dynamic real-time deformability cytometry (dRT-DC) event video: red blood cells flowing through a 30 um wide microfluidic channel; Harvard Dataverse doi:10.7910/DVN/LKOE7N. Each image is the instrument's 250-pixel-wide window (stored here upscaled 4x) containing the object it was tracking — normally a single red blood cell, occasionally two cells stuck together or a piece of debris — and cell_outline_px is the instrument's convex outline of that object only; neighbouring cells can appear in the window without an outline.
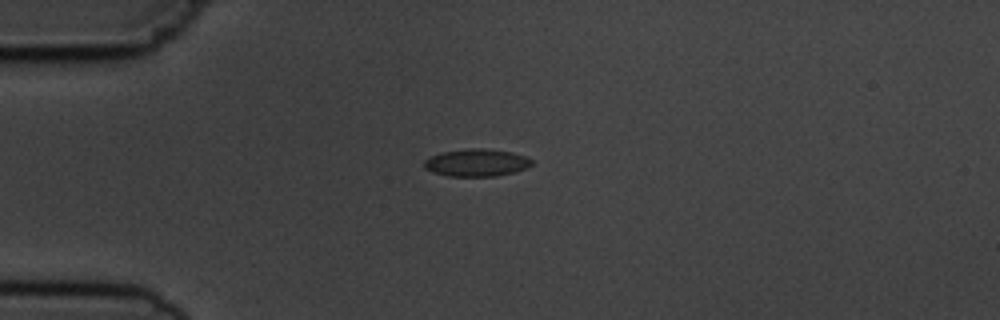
{"species": "common noctule bat (a hibernating species)", "species_latin": "Nyctalus noctula", "temperature_condition": "cold", "stored_images_in_passage": 7, "camera_frame_rate_fps": 3000, "um_per_image_px": 0.085, "animal": {"sex": "male", "body_mass_g": 19.5, "forearm_length_mm": 54.6}, "frame": {"image": 1, "passage_image": 1, "time_ms": 0.0, "image_size_px": [1000, 320], "cell_outline_px": [[532, 164], [528, 168], [496, 176], [448, 176], [432, 172], [424, 168], [424, 160], [432, 156], [444, 152], [468, 148], [480, 148], [512, 152], [524, 156], [532, 160]], "centroid_in_image_um": [40.5, 13.83], "position_along_channel_um": 44.5, "area_um2": 17.05}}
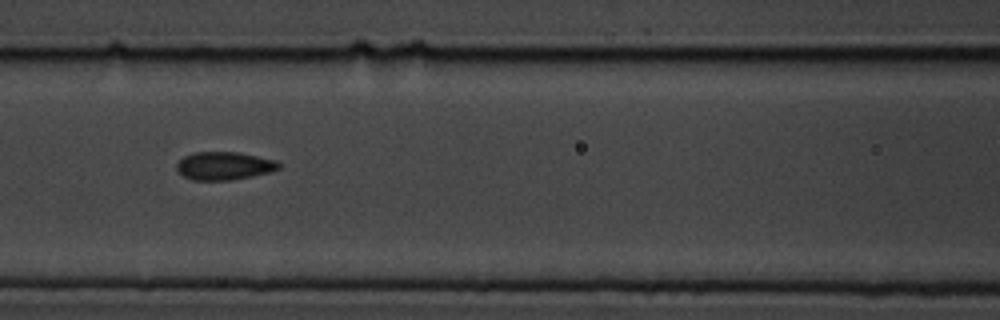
{"frame": {"image": 2, "passage_image": 4, "time_ms": 3.333, "image_size_px": [1000, 320], "cell_outline_px": [[280, 168], [268, 172], [252, 176], [228, 180], [192, 180], [184, 176], [176, 168], [176, 164], [184, 156], [192, 152], [240, 152], [276, 160], [280, 164]], "centroid_in_image_um": [19.04, 14.08], "position_along_channel_um": 147.6, "area_um2": 16.65}}
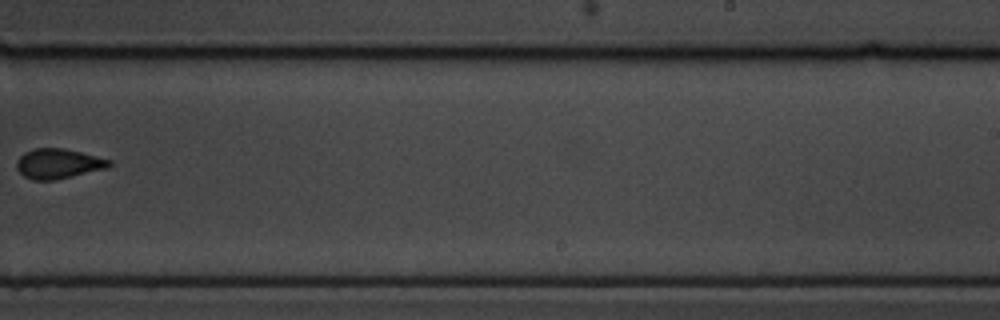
{"frame": {"image": 3, "passage_image": 7, "time_ms": 7.0, "image_size_px": [1000, 320], "cell_outline_px": [[112, 164], [108, 168], [52, 180], [32, 180], [24, 176], [16, 168], [16, 160], [24, 152], [32, 148], [64, 148], [112, 160]], "centroid_in_image_um": [4.93, 13.9], "position_along_channel_um": 284.1, "area_um2": 16.13}}